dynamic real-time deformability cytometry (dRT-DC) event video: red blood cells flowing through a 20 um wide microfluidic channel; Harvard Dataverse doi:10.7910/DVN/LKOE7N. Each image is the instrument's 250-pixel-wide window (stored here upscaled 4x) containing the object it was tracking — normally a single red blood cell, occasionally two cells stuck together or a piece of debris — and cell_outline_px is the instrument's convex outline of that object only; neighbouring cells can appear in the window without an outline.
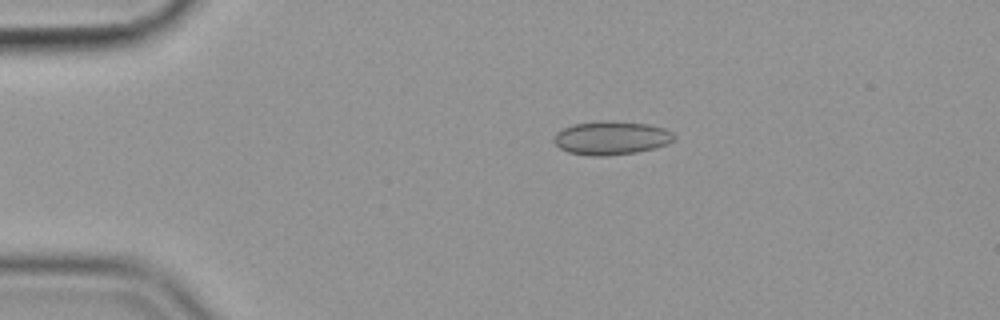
{"species": "common noctule bat (a hibernating species)", "species_latin": "Nyctalus noctula", "temperature_condition": "cold", "stored_images_in_passage": 47, "camera_frame_rate_fps": 3000, "um_per_image_px": 0.085, "animal": {"sex": "female", "body_mass_g": 19.9}, "frame": {"image": 1, "passage_image": 2, "time_ms": 0.333, "image_size_px": [1000, 320], "cell_outline_px": [[676, 136], [668, 144], [656, 148], [636, 152], [608, 156], [592, 156], [568, 152], [560, 148], [552, 140], [552, 136], [556, 132], [572, 124], [600, 120], [612, 120], [648, 124], [664, 128], [672, 132]], "centroid_in_image_um": [51.94, 11.71], "position_along_channel_um": 33.1, "area_um2": 23.87}}
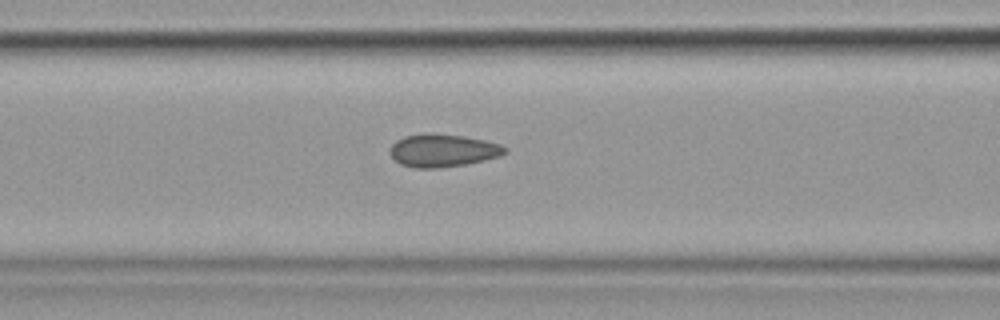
{"frame": {"image": 2, "passage_image": 14, "time_ms": 4.333, "image_size_px": [1000, 320], "cell_outline_px": [[508, 152], [500, 156], [484, 160], [464, 164], [436, 168], [416, 168], [400, 164], [388, 152], [388, 148], [396, 140], [404, 136], [428, 132], [464, 136], [484, 140], [500, 144], [508, 148]], "centroid_in_image_um": [37.62, 12.77], "position_along_channel_um": 129.0, "area_um2": 22.14}}
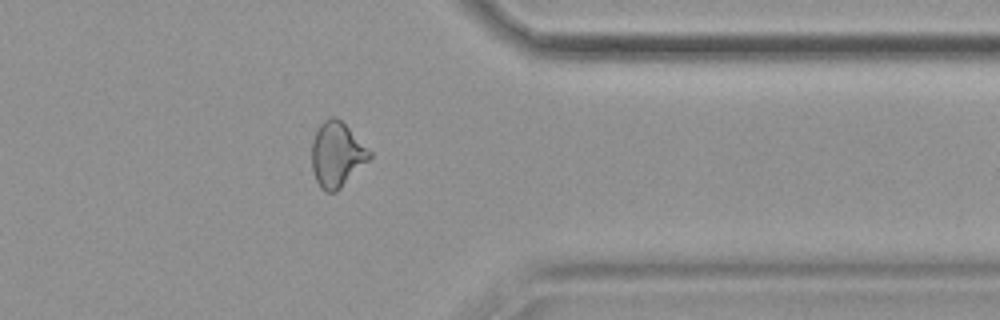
{"frame": {"image": 3, "passage_image": 36, "time_ms": 11.667, "image_size_px": [1000, 320], "cell_outline_px": [[372, 156], [336, 192], [324, 192], [320, 188], [316, 180], [312, 168], [312, 140], [320, 124], [324, 120], [332, 116], [340, 120], [372, 152]], "centroid_in_image_um": [28.61, 13.15], "position_along_channel_um": 382.8, "area_um2": 21.5}, "authors_computed_cell_mechanics": {"area_um2": 21.9062, "velocity_mm_per_s": 3.5744, "shape_relaxation_time_tau1_ms": null, "shape_relaxation_time_tau2_ms": 1.5558, "deformation_change_tau1": null, "deformation_change_tau2": 0.0609}}